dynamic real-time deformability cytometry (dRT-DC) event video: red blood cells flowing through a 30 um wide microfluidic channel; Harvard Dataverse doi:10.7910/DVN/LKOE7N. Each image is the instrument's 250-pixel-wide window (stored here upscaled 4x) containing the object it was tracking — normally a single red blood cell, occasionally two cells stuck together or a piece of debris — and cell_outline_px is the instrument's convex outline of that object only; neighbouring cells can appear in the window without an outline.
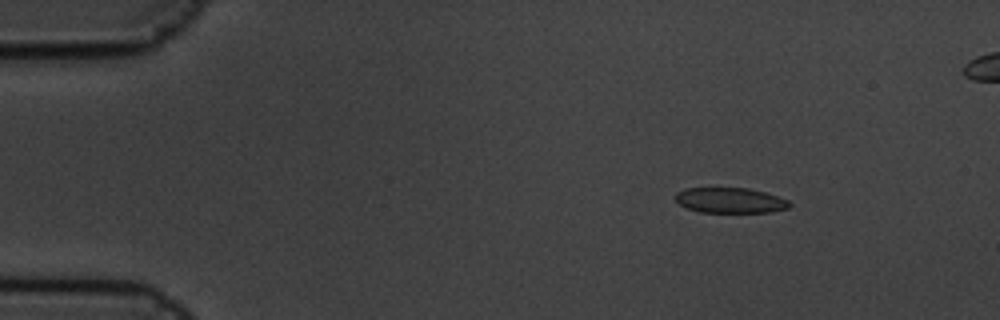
{"species": "common noctule bat (a hibernating species)", "species_latin": "Nyctalus noctula", "temperature_condition": "cold", "stored_images_in_passage": 6, "camera_frame_rate_fps": 3000, "um_per_image_px": 0.085, "animal": {"sex": "male", "body_mass_g": 19.5, "forearm_length_mm": 54.6}, "frame": {"image": 1, "passage_image": 3, "time_ms": 0.667, "image_size_px": [1000, 320], "cell_outline_px": [[792, 204], [788, 208], [772, 212], [700, 212], [688, 208], [680, 204], [676, 200], [676, 192], [684, 188], [748, 188], [764, 192], [788, 200]], "centroid_in_image_um": [62.07, 17.03], "position_along_channel_um": 22.9, "area_um2": 16.76}}